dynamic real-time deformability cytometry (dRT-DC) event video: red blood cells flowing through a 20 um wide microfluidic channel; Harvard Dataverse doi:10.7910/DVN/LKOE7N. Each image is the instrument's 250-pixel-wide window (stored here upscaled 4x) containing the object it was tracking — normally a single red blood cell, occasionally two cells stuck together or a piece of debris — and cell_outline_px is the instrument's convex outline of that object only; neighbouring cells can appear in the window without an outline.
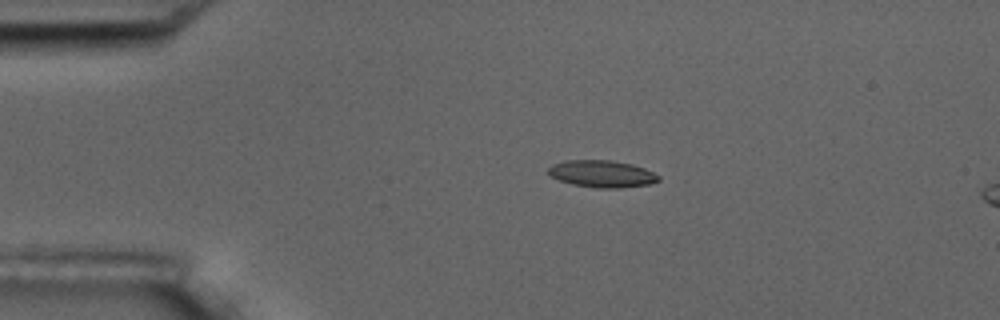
{"species": "common noctule bat (a hibernating species)", "species_latin": "Nyctalus noctula", "temperature_condition": "room temperature", "stored_images_in_passage": 5, "camera_frame_rate_fps": 3000, "um_per_image_px": 0.085, "animal": {"sex": "male", "body_mass_g": 17.5, "forearm_length_mm": 52.3}, "frame": {"image": 1, "passage_image": 3, "time_ms": 3.0, "image_size_px": [1000, 320], "cell_outline_px": [[660, 180], [648, 184], [620, 188], [596, 188], [572, 184], [560, 180], [552, 176], [548, 172], [548, 168], [552, 164], [564, 160], [608, 160], [632, 164], [644, 168], [660, 176]], "centroid_in_image_um": [51.16, 14.77], "position_along_channel_um": 33.8, "area_um2": 17.28}}